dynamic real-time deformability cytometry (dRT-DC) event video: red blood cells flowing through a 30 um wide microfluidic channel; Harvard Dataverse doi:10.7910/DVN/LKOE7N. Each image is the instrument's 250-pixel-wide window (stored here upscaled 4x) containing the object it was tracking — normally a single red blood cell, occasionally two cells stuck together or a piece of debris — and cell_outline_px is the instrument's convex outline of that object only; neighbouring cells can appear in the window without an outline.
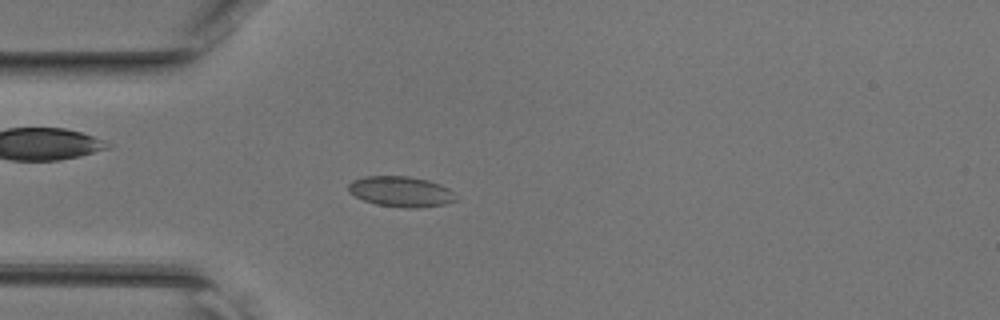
{"species": "common noctule bat (a hibernating species)", "species_latin": "Nyctalus noctula", "temperature_condition": "room temperature", "stored_images_in_passage": 45, "camera_frame_rate_fps": 3000, "um_per_image_px": 0.085, "animal": {"sex": "female", "body_mass_g": 17.0, "forearm_length_mm": 48.0}, "frame": {"image": 1, "passage_image": 12, "time_ms": 3.667, "image_size_px": [1000, 320], "cell_outline_px": [[456, 200], [444, 204], [420, 208], [404, 208], [376, 204], [364, 200], [348, 192], [348, 184], [352, 180], [364, 176], [408, 176], [428, 180], [440, 184], [448, 188], [452, 192]], "centroid_in_image_um": [34.05, 16.28], "position_along_channel_um": 51.0, "area_um2": 19.07}}
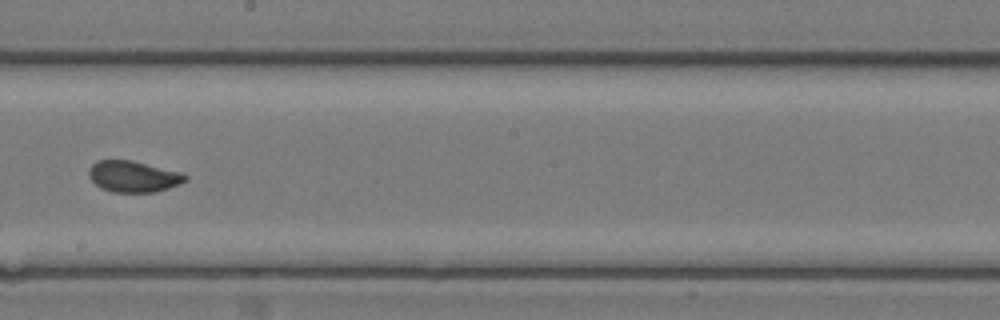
{"frame": {"image": 2, "passage_image": 25, "time_ms": 8.0, "image_size_px": [1000, 320], "cell_outline_px": [[188, 180], [180, 184], [156, 192], [112, 192], [100, 188], [88, 176], [88, 168], [96, 160], [132, 160], [180, 172], [188, 176]], "centroid_in_image_um": [11.32, 15.0], "position_along_channel_um": 236.9, "area_um2": 17.69}}
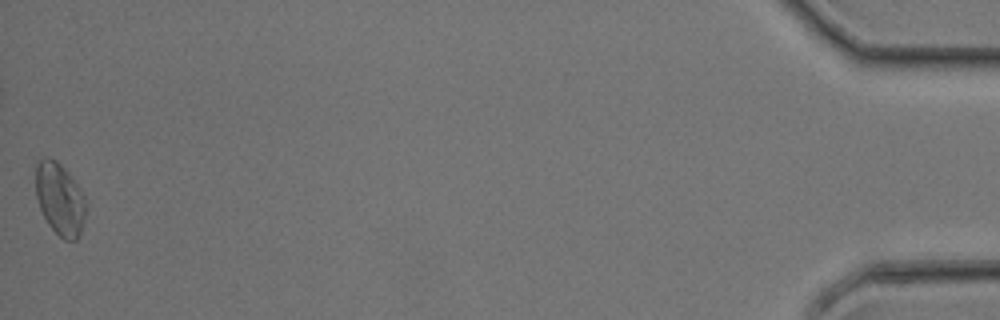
{"frame": {"image": 3, "passage_image": 45, "time_ms": 14.667, "image_size_px": [1000, 320], "cell_outline_px": [[84, 220], [80, 236], [76, 240], [64, 240], [48, 224], [40, 208], [36, 196], [36, 164], [44, 156], [48, 156], [56, 160], [72, 176], [84, 196]], "centroid_in_image_um": [5.07, 16.9], "position_along_channel_um": 430.1, "area_um2": 20.98}}